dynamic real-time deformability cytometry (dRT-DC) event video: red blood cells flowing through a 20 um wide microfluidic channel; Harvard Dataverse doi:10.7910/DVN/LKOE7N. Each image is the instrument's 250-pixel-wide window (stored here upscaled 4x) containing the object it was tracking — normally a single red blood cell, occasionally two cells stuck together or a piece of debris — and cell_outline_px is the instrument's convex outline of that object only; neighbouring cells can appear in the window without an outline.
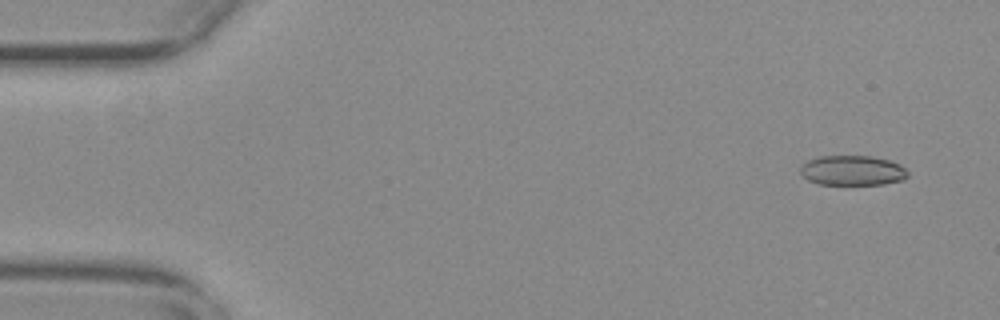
{"species": "common noctule bat (a hibernating species)", "species_latin": "Nyctalus noctula", "temperature_condition": "warm", "stored_images_in_passage": 52, "camera_frame_rate_fps": 3000, "um_per_image_px": 0.085, "animal": {"sex": "female", "body_mass_g": 29.2, "forearm_length_mm": 56.3}, "frame": {"image": 1, "passage_image": 1, "time_ms": 0.0, "image_size_px": [1000, 320], "cell_outline_px": [[908, 176], [904, 180], [884, 184], [820, 184], [808, 180], [800, 172], [800, 168], [808, 160], [820, 156], [868, 156], [888, 160], [904, 168], [908, 172]], "centroid_in_image_um": [72.46, 14.5], "position_along_channel_um": 12.5, "area_um2": 18.5}}
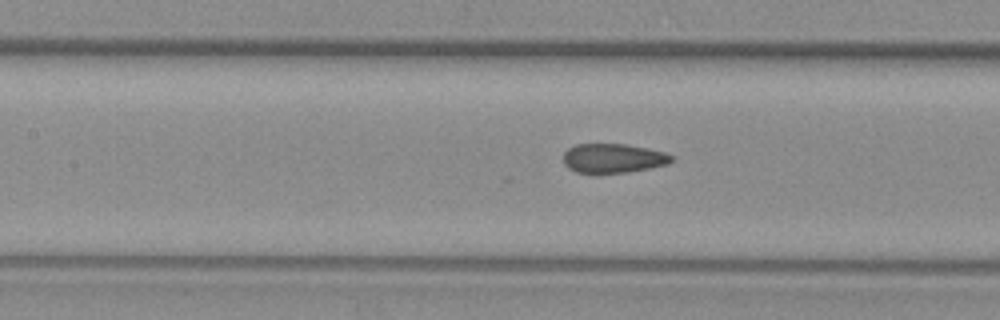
{"frame": {"image": 2, "passage_image": 22, "time_ms": 7.0, "image_size_px": [1000, 320], "cell_outline_px": [[672, 160], [668, 164], [628, 172], [596, 176], [576, 172], [568, 168], [564, 164], [564, 152], [568, 148], [576, 144], [624, 144], [648, 148], [664, 152], [672, 156]], "centroid_in_image_um": [52.06, 13.49], "position_along_channel_um": 155.3, "area_um2": 18.96}}
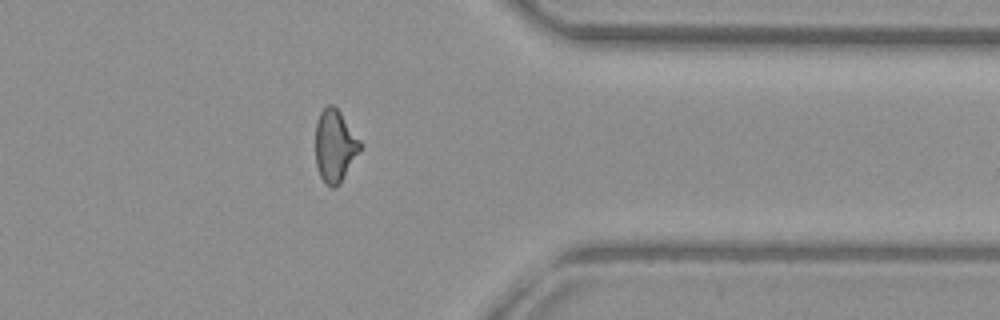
{"frame": {"image": 3, "passage_image": 41, "time_ms": 13.333, "image_size_px": [1000, 320], "cell_outline_px": [[360, 152], [340, 184], [336, 188], [332, 188], [324, 184], [320, 176], [316, 164], [316, 124], [320, 112], [328, 104], [332, 104], [340, 112], [360, 140]], "centroid_in_image_um": [28.46, 12.44], "position_along_channel_um": 382.9, "area_um2": 18.84}, "authors_computed_cell_mechanics": {"area_um2": 19.2185, "velocity_mm_per_s": 3.8035, "shape_relaxation_time_tau1_ms": null, "shape_relaxation_time_tau2_ms": 1.2517, "deformation_change_tau1": null, "deformation_change_tau2": 0.0666}}